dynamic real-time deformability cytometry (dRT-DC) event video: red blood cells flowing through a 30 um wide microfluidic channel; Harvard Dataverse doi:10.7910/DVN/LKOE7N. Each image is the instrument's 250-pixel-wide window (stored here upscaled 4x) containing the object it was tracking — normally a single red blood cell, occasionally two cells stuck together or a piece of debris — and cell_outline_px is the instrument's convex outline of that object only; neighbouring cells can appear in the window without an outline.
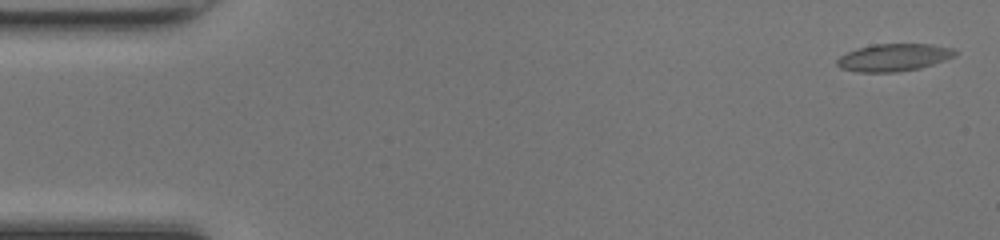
{"species": "common noctule bat (a hibernating species)", "species_latin": "Nyctalus noctula", "temperature_condition": "room temperature", "stored_images_in_passage": 49, "camera_frame_rate_fps": 3000, "um_per_image_px": 0.085, "animal": {"sex": "female", "body_mass_g": 17.0, "forearm_length_mm": 48.0}, "frame": {"image": 1, "passage_image": 2, "time_ms": 0.333, "image_size_px": [1000, 240], "cell_outline_px": [[960, 52], [956, 56], [920, 68], [896, 72], [856, 72], [840, 68], [836, 64], [836, 60], [840, 56], [856, 48], [872, 44], [932, 44], [956, 48]], "centroid_in_image_um": [76.0, 4.87], "position_along_channel_um": 9.0, "area_um2": 19.13}}
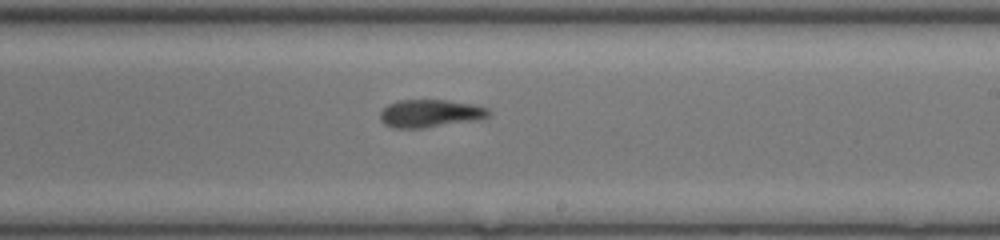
{"frame": {"image": 2, "passage_image": 29, "time_ms": 9.333, "image_size_px": [1000, 240], "cell_outline_px": [[492, 112], [488, 116], [480, 120], [424, 128], [392, 128], [384, 124], [380, 120], [380, 112], [388, 104], [400, 100], [448, 100], [472, 104], [488, 108]], "centroid_in_image_um": [36.58, 9.65], "position_along_channel_um": 252.4, "area_um2": 17.8}}
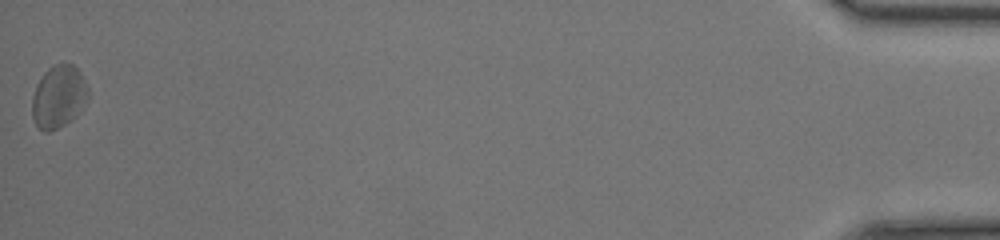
{"frame": {"image": 3, "passage_image": 49, "time_ms": 16.0, "image_size_px": [1000, 240], "cell_outline_px": [[88, 96], [76, 116], [64, 124], [48, 132], [44, 132], [36, 124], [32, 116], [32, 96], [36, 84], [44, 72], [52, 64], [72, 64], [80, 72], [88, 88]], "centroid_in_image_um": [4.95, 8.2], "position_along_channel_um": 430.2, "area_um2": 20.23}, "authors_computed_cell_mechanics": {"area_um2": 18.5538, "velocity_mm_per_s": 4.258, "shape_relaxation_time_tau1_ms": 4.1587, "shape_relaxation_time_tau2_ms": 4.2499, "deformation_change_tau1": 0.1034, "deformation_change_tau2": 0.1375}}